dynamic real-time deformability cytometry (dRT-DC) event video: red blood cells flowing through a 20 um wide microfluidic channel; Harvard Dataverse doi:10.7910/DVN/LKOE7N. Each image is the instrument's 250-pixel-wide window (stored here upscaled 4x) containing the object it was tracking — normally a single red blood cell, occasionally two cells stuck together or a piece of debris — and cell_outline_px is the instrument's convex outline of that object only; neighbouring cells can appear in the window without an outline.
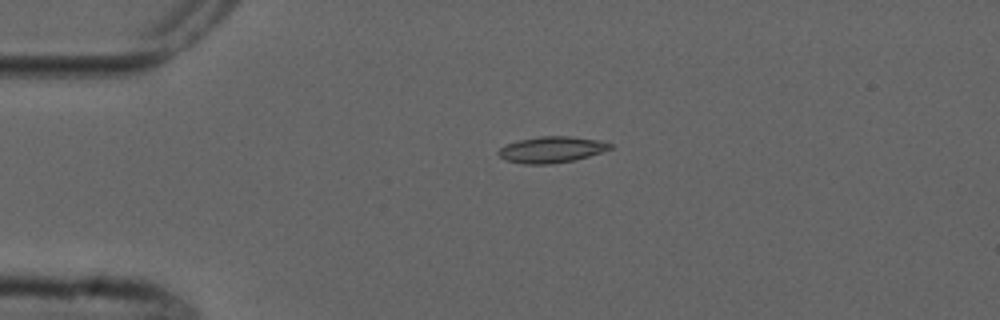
{"species": "common noctule bat (a hibernating species)", "species_latin": "Nyctalus noctula", "temperature_condition": "cold", "stored_images_in_passage": 5, "camera_frame_rate_fps": 3000, "um_per_image_px": 0.085, "animal": {"sex": "male", "forearm_length_mm": 52.5}, "frame": {"image": 1, "passage_image": 4, "time_ms": 3.667, "image_size_px": [1000, 320], "cell_outline_px": [[612, 148], [576, 160], [552, 164], [524, 164], [504, 160], [496, 152], [500, 148], [508, 144], [520, 140], [540, 136], [572, 136], [600, 140], [612, 144]], "centroid_in_image_um": [46.88, 12.72], "position_along_channel_um": 38.1, "area_um2": 17.05}}